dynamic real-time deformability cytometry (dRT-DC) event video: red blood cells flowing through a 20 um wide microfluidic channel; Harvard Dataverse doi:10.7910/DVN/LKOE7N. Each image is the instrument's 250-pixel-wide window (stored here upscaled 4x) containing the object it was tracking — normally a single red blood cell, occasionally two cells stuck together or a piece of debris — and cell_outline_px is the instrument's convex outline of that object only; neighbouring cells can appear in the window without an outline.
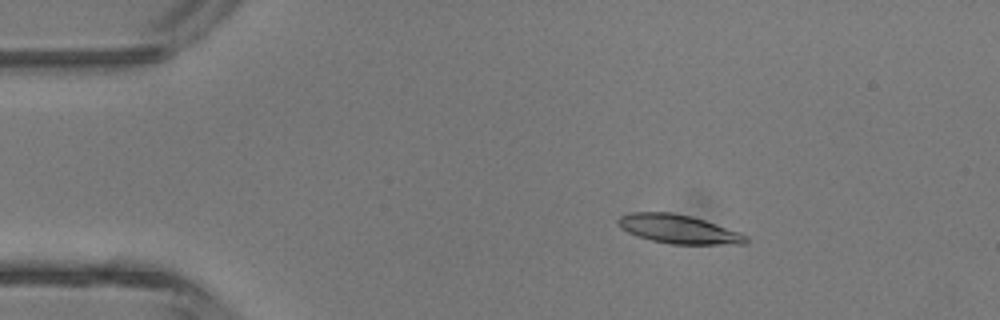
{"species": "common noctule bat (a hibernating species)", "species_latin": "Nyctalus noctula", "temperature_condition": "room temperature", "stored_images_in_passage": 5, "camera_frame_rate_fps": 3000, "um_per_image_px": 0.085, "animal": {"sex": "male", "body_mass_g": 13.3}, "frame": {"image": 1, "passage_image": 3, "time_ms": 2.333, "image_size_px": [1000, 320], "cell_outline_px": [[748, 244], [672, 244], [652, 240], [636, 236], [620, 228], [616, 220], [620, 216], [628, 212], [672, 212], [692, 216], [740, 232], [748, 236]], "centroid_in_image_um": [57.66, 19.47], "position_along_channel_um": 27.3, "area_um2": 21.56}}
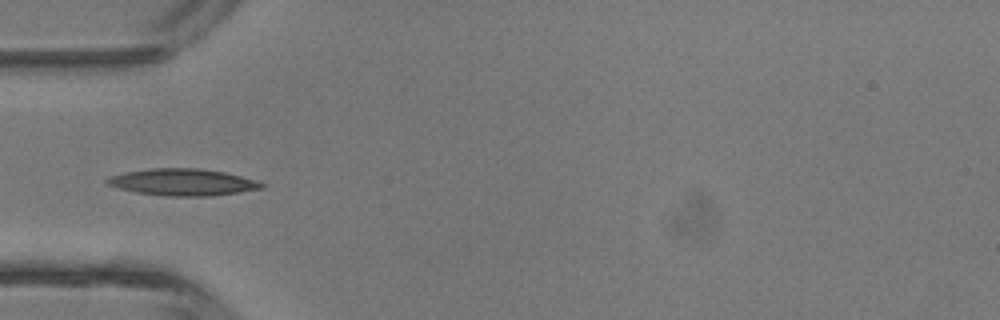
{"frame": {"image": 2, "passage_image": 5, "time_ms": 4.667, "image_size_px": [1000, 320], "cell_outline_px": [[264, 188], [240, 192], [212, 196], [164, 196], [136, 192], [120, 188], [108, 184], [104, 180], [108, 176], [124, 172], [152, 168], [200, 168], [224, 172], [256, 180], [264, 184]], "centroid_in_image_um": [15.52, 15.48], "position_along_channel_um": 69.5, "area_um2": 24.16}}